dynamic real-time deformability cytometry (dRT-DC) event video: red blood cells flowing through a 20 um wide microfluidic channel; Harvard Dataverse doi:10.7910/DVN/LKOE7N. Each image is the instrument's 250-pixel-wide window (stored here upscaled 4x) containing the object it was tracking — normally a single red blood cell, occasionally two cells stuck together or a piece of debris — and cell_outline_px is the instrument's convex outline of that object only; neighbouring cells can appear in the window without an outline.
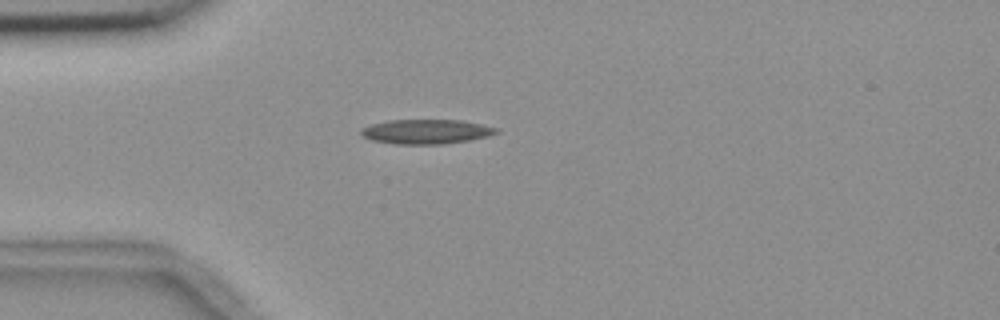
{"species": "common noctule bat (a hibernating species)", "species_latin": "Nyctalus noctula", "temperature_condition": "room temperature", "stored_images_in_passage": 41, "camera_frame_rate_fps": 3000, "um_per_image_px": 0.085, "animal": {"sex": "female", "body_mass_g": 18.4}, "frame": {"image": 1, "passage_image": 1, "time_ms": 0.0, "image_size_px": [1000, 320], "cell_outline_px": [[500, 132], [488, 136], [468, 140], [444, 144], [396, 144], [372, 140], [360, 136], [360, 128], [372, 124], [388, 120], [460, 120], [500, 128]], "centroid_in_image_um": [36.21, 11.19], "position_along_channel_um": 48.8, "area_um2": 19.42}}
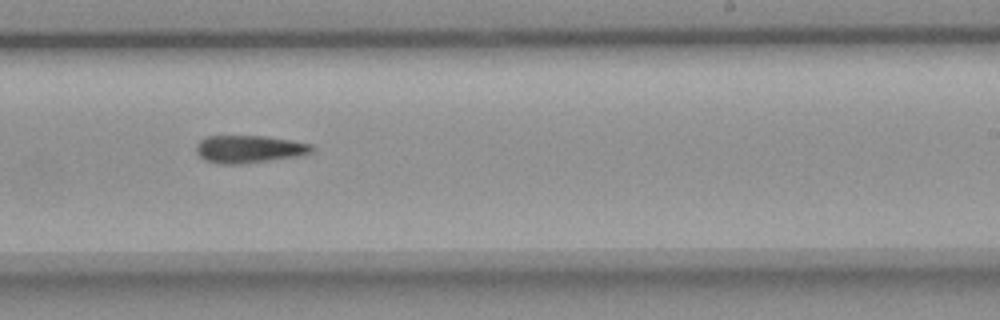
{"frame": {"image": 2, "passage_image": 20, "time_ms": 6.333, "image_size_px": [1000, 320], "cell_outline_px": [[316, 148], [312, 152], [300, 156], [240, 164], [216, 164], [204, 160], [196, 152], [196, 144], [204, 136], [264, 136], [292, 140], [312, 144]], "centroid_in_image_um": [21.18, 12.67], "position_along_channel_um": 267.8, "area_um2": 18.84}}
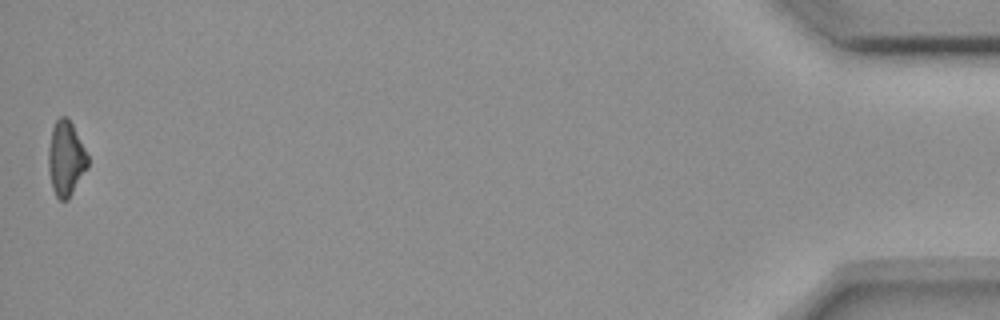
{"frame": {"image": 3, "passage_image": 41, "time_ms": 13.333, "image_size_px": [1000, 320], "cell_outline_px": [[88, 168], [68, 200], [60, 200], [56, 196], [52, 188], [48, 168], [48, 148], [52, 128], [56, 120], [60, 116], [68, 116], [88, 156]], "centroid_in_image_um": [5.59, 13.48], "position_along_channel_um": 429.6, "area_um2": 17.22}}